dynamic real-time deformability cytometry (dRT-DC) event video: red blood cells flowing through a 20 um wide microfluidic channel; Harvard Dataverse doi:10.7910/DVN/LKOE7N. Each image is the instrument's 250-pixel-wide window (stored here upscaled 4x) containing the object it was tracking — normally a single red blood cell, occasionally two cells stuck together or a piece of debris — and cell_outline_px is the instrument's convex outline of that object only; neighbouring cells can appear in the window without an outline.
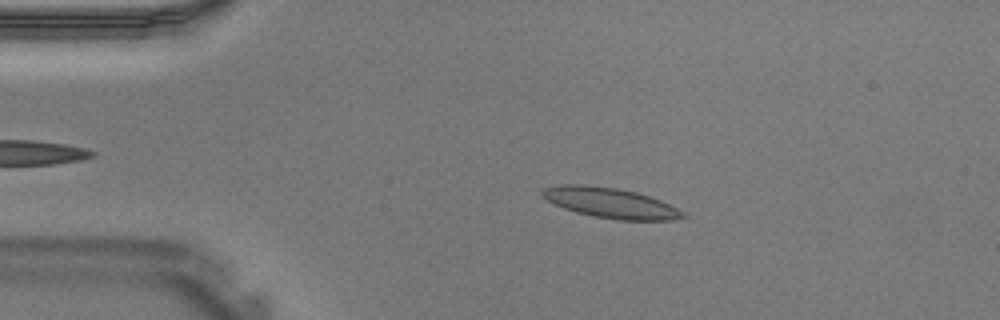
{"species": "Egyptian fruit bat (a non-hibernating species)", "species_latin": "Rousettus aegyptiacus", "temperature_condition": "warm", "stored_images_in_passage": 39, "camera_frame_rate_fps": 3000, "um_per_image_px": 0.085, "animal": {"sex": "male"}, "frame": {"image": 1, "passage_image": 7, "time_ms": 2.0, "image_size_px": [1000, 320], "cell_outline_px": [[688, 216], [672, 220], [620, 220], [596, 216], [576, 212], [564, 208], [548, 200], [540, 192], [544, 188], [560, 184], [584, 184], [616, 188], [636, 192], [660, 200], [684, 212]], "centroid_in_image_um": [51.9, 17.24], "position_along_channel_um": 33.1, "area_um2": 24.45}}
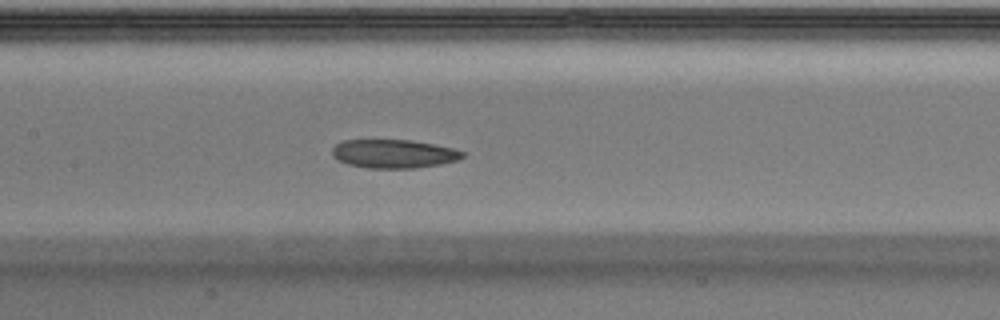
{"frame": {"image": 2, "passage_image": 18, "time_ms": 5.667, "image_size_px": [1000, 320], "cell_outline_px": [[464, 156], [456, 160], [440, 164], [416, 168], [368, 168], [348, 164], [332, 156], [332, 148], [336, 144], [344, 140], [408, 140], [432, 144], [452, 148], [464, 152]], "centroid_in_image_um": [33.44, 13.07], "position_along_channel_um": 174.0, "area_um2": 21.5}}
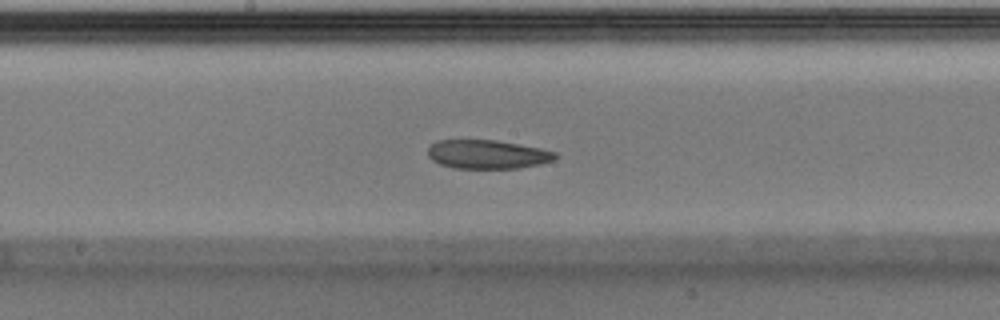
{"frame": {"image": 3, "passage_image": 20, "time_ms": 6.333, "image_size_px": [1000, 320], "cell_outline_px": [[556, 156], [552, 160], [540, 164], [520, 168], [452, 168], [440, 164], [432, 160], [428, 156], [428, 148], [436, 140], [496, 140], [540, 148], [556, 152]], "centroid_in_image_um": [41.4, 13.12], "position_along_channel_um": 206.8, "area_um2": 21.33}}